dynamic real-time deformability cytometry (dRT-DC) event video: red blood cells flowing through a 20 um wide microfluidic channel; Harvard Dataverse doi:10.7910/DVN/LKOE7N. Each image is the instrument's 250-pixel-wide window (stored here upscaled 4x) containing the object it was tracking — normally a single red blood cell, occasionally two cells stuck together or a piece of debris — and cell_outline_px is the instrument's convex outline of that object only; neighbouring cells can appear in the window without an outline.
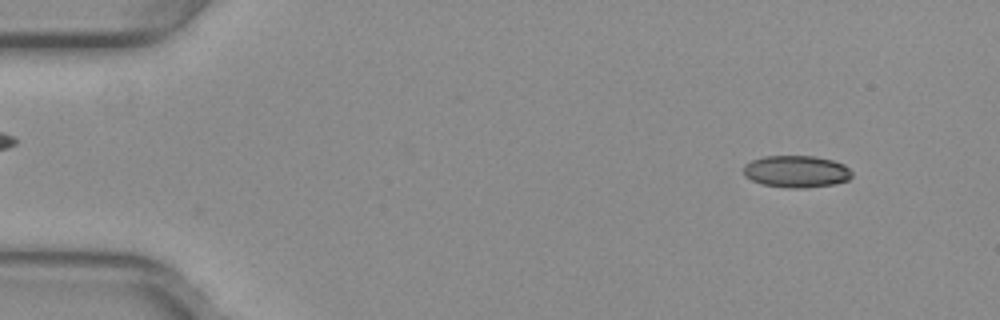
{"species": "common noctule bat (a hibernating species)", "species_latin": "Nyctalus noctula", "temperature_condition": "warm", "stored_images_in_passage": 44, "camera_frame_rate_fps": 3000, "um_per_image_px": 0.085, "animal": {"sex": "female", "body_mass_g": 29.2, "forearm_length_mm": 56.3}, "frame": {"image": 1, "passage_image": 3, "time_ms": 0.667, "image_size_px": [1000, 320], "cell_outline_px": [[852, 176], [848, 180], [832, 184], [804, 188], [788, 188], [760, 184], [744, 176], [744, 164], [752, 160], [764, 156], [812, 156], [832, 160], [844, 164], [852, 172]], "centroid_in_image_um": [67.67, 14.58], "position_along_channel_um": 17.3, "area_um2": 20.23}}
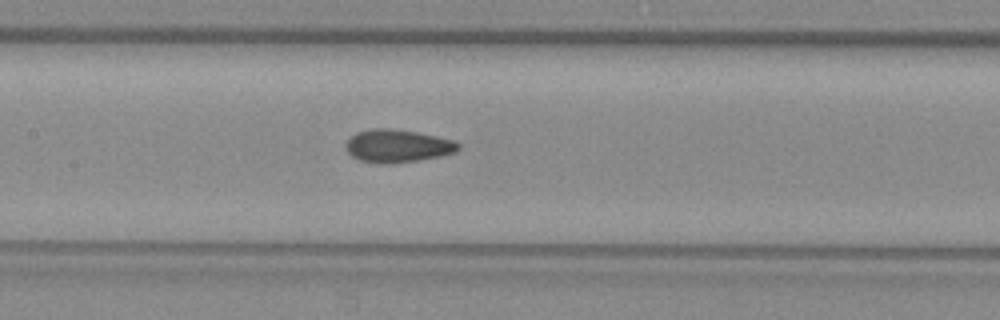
{"frame": {"image": 2, "passage_image": 23, "time_ms": 7.333, "image_size_px": [1000, 320], "cell_outline_px": [[460, 148], [456, 152], [440, 156], [416, 160], [388, 164], [380, 164], [360, 160], [352, 156], [348, 152], [344, 144], [356, 132], [372, 128], [388, 128], [416, 132], [436, 136], [452, 140], [460, 144]], "centroid_in_image_um": [33.77, 12.4], "position_along_channel_um": 173.6, "area_um2": 21.44}}
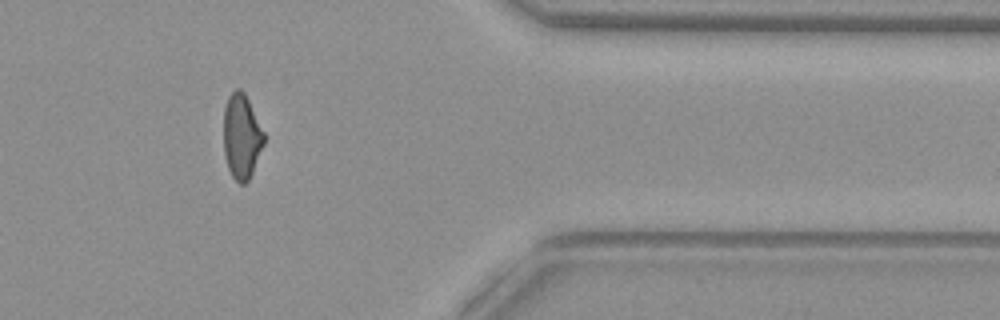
{"frame": {"image": 3, "passage_image": 41, "time_ms": 13.333, "image_size_px": [1000, 320], "cell_outline_px": [[264, 144], [252, 172], [248, 180], [244, 184], [240, 184], [232, 176], [228, 168], [224, 156], [224, 108], [228, 96], [236, 88], [240, 88], [244, 92], [264, 132]], "centroid_in_image_um": [20.52, 11.59], "position_along_channel_um": 390.9, "area_um2": 19.83}, "authors_computed_cell_mechanics": {"area_um2": 20.6346, "velocity_mm_per_s": 3.991, "shape_relaxation_time_tau1_ms": null, "shape_relaxation_time_tau2_ms": 1.5775, "deformation_change_tau1": null, "deformation_change_tau2": 0.0734}}